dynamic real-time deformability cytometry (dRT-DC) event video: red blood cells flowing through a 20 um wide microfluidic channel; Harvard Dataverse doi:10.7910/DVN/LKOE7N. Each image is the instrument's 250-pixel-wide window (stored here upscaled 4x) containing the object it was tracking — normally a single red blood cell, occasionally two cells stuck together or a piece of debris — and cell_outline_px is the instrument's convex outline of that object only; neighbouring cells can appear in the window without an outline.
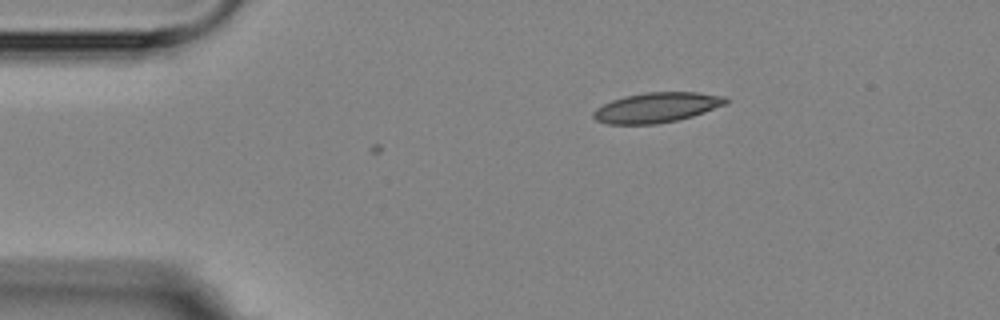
{"species": "Egyptian fruit bat (a non-hibernating species)", "species_latin": "Rousettus aegyptiacus", "temperature_condition": "room temperature", "stored_images_in_passage": 4, "camera_frame_rate_fps": 3000, "um_per_image_px": 0.085, "animal": {"sex": "female"}, "frame": {"image": 1, "passage_image": 4, "time_ms": 3.667, "image_size_px": [1000, 320], "cell_outline_px": [[728, 104], [692, 116], [676, 120], [656, 124], [608, 124], [596, 120], [592, 116], [592, 112], [596, 108], [612, 100], [624, 96], [648, 92], [696, 92], [724, 96], [728, 100]], "centroid_in_image_um": [55.81, 9.14], "position_along_channel_um": 29.2, "area_um2": 23.12}}